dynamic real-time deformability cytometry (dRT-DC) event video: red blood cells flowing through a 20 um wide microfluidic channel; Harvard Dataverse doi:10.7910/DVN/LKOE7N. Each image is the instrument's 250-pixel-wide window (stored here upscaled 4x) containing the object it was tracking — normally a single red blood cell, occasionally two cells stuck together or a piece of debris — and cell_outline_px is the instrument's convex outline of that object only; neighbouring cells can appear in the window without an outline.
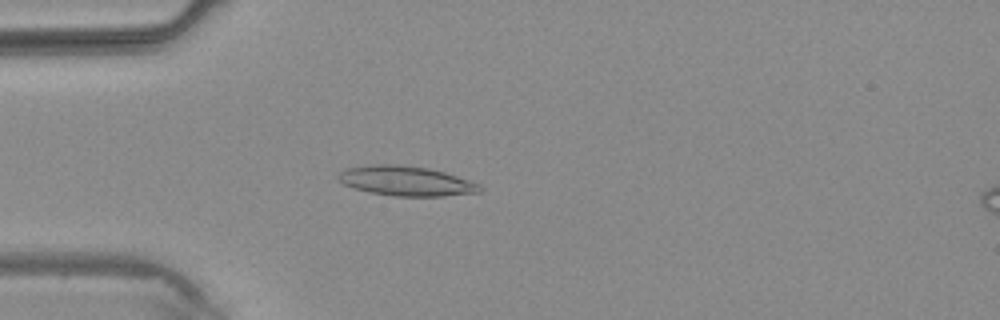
{"species": "common noctule bat (a hibernating species)", "species_latin": "Nyctalus noctula", "temperature_condition": "warm", "stored_images_in_passage": 3, "camera_frame_rate_fps": 3000, "um_per_image_px": 0.085, "animal": {"sex": "male", "body_mass_g": 20.4}, "frame": {"image": 1, "passage_image": 2, "time_ms": 1.667, "image_size_px": [1000, 320], "cell_outline_px": [[484, 188], [480, 192], [444, 196], [396, 196], [368, 192], [344, 184], [336, 180], [336, 176], [344, 168], [372, 164], [400, 164], [428, 168], [444, 172], [480, 184]], "centroid_in_image_um": [34.48, 15.37], "position_along_channel_um": 50.5, "area_um2": 24.68}}